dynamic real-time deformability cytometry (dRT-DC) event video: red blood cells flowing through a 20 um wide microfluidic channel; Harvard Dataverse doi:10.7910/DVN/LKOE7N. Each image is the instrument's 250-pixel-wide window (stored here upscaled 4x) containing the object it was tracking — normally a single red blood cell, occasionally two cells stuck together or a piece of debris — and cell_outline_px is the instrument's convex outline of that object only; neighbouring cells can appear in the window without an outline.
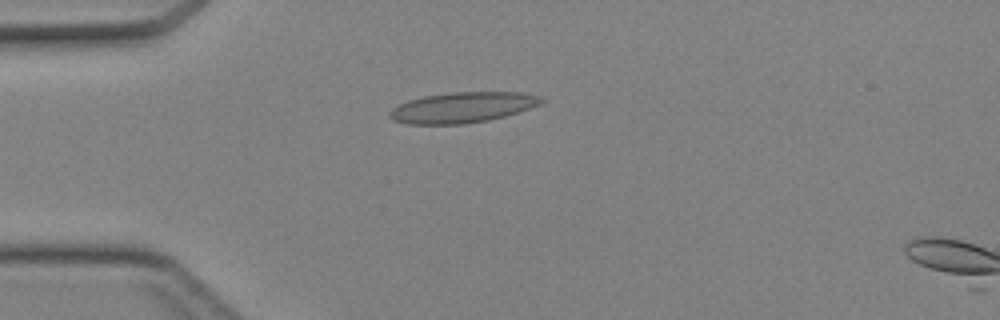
{"species": "Egyptian fruit bat (a non-hibernating species)", "species_latin": "Rousettus aegyptiacus", "temperature_condition": "cold", "stored_images_in_passage": 14, "camera_frame_rate_fps": 3000, "um_per_image_px": 0.085, "animal": {"sex": "female"}, "frame": {"image": 1, "passage_image": 12, "time_ms": 3.667, "image_size_px": [1000, 320], "cell_outline_px": [[544, 100], [540, 104], [504, 116], [488, 120], [464, 124], [408, 124], [392, 120], [388, 116], [388, 112], [392, 108], [408, 100], [424, 96], [452, 92], [520, 92], [540, 96]], "centroid_in_image_um": [39.26, 9.13], "position_along_channel_um": 45.7, "area_um2": 26.88}}